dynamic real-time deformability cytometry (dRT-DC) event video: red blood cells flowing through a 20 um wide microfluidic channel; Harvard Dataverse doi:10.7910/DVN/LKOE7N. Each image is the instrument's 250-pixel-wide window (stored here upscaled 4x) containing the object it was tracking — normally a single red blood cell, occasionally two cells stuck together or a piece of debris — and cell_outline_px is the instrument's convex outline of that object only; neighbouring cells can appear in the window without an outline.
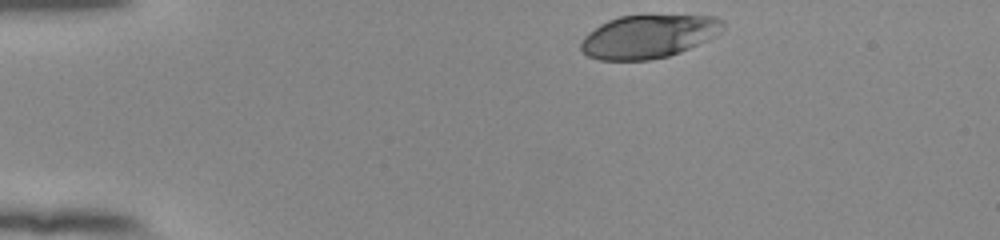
{"species": "human", "species_latin": "Homo sapiens", "temperature_condition": "room temperature", "stored_images_in_passage": 37, "camera_frame_rate_fps": 3000, "um_per_image_px": 0.085, "donor": {"sex": "female"}, "frame": {"image": 1, "passage_image": 1, "time_ms": 0.0, "image_size_px": [1000, 240], "cell_outline_px": [[724, 28], [720, 32], [680, 52], [668, 56], [648, 60], [600, 60], [588, 56], [580, 48], [580, 44], [584, 36], [588, 32], [600, 24], [608, 20], [620, 16], [716, 16], [724, 20]], "centroid_in_image_um": [55.08, 3.1], "position_along_channel_um": 29.9, "area_um2": 35.37}}
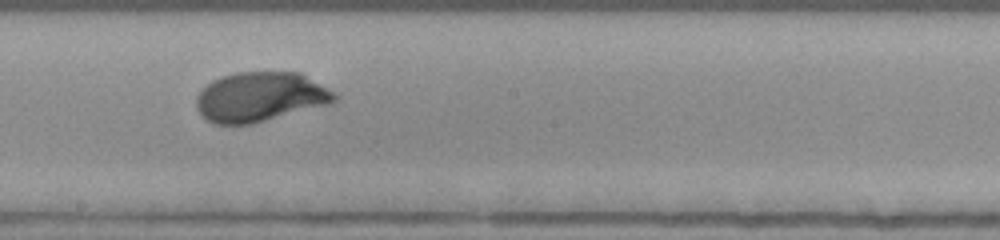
{"frame": {"image": 2, "passage_image": 22, "time_ms": 7.0, "image_size_px": [1000, 240], "cell_outline_px": [[340, 96], [336, 100], [328, 104], [252, 124], [212, 124], [200, 116], [196, 108], [196, 96], [212, 80], [220, 76], [236, 72], [300, 72]], "centroid_in_image_um": [22.07, 8.24], "position_along_channel_um": 226.1, "area_um2": 40.0}}
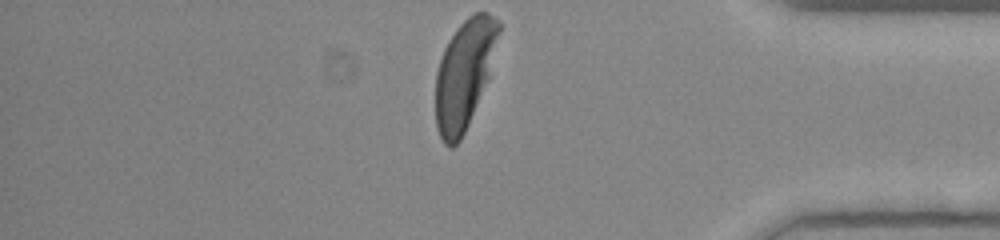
{"frame": {"image": 3, "passage_image": 37, "time_ms": 12.0, "image_size_px": [1000, 240], "cell_outline_px": [[500, 32], [488, 76], [468, 124], [460, 140], [452, 148], [448, 148], [444, 144], [436, 128], [436, 72], [444, 48], [448, 40], [456, 28], [468, 16], [476, 12], [488, 12], [500, 20]], "centroid_in_image_um": [39.45, 6.27], "position_along_channel_um": 395.7, "area_um2": 39.59}, "authors_computed_cell_mechanics": {"area_um2": 39.7664, "velocity_mm_per_s": 3.845, "shape_relaxation_time_tau1_ms": 2.4059, "shape_relaxation_time_tau2_ms": null, "deformation_change_tau1": 0.1575, "deformation_change_tau2": null}}